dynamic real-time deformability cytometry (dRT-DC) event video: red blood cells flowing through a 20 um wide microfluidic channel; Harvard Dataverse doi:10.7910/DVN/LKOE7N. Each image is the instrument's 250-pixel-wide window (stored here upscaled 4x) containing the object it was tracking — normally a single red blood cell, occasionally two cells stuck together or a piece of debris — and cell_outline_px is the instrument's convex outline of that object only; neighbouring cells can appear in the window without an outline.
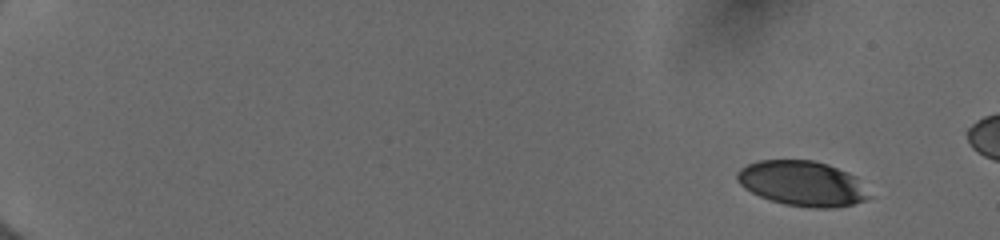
{"species": "human", "species_latin": "Homo sapiens", "temperature_condition": "cold", "stored_images_in_passage": 21, "camera_frame_rate_fps": 3000, "um_per_image_px": 0.085, "donor": {"sex": "female"}, "frame": {"image": 1, "passage_image": 2, "time_ms": 1.0, "image_size_px": [1000, 240], "cell_outline_px": [[872, 196], [868, 200], [852, 204], [832, 208], [812, 208], [784, 204], [760, 196], [744, 188], [736, 180], [736, 172], [740, 168], [756, 160], [812, 160], [828, 164], [848, 172], [856, 176]], "centroid_in_image_um": [68.21, 15.59], "position_along_channel_um": 16.8, "area_um2": 34.91}}
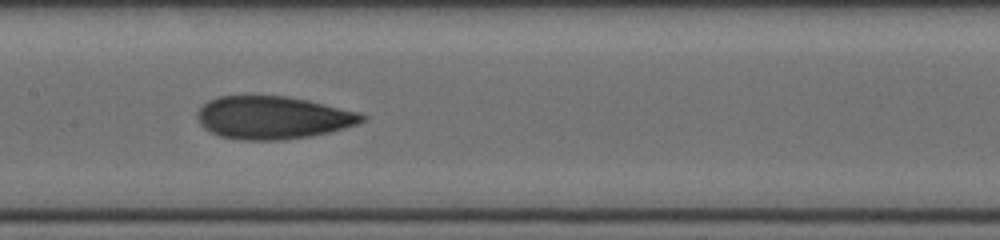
{"frame": {"image": 2, "passage_image": 12, "time_ms": 9.667, "image_size_px": [1000, 240], "cell_outline_px": [[368, 116], [364, 120], [356, 124], [344, 128], [328, 132], [308, 136], [284, 140], [244, 140], [220, 136], [204, 128], [196, 120], [196, 112], [208, 100], [220, 96], [288, 96], [308, 100], [360, 112]], "centroid_in_image_um": [23.18, 9.99], "position_along_channel_um": 184.2, "area_um2": 41.1}}
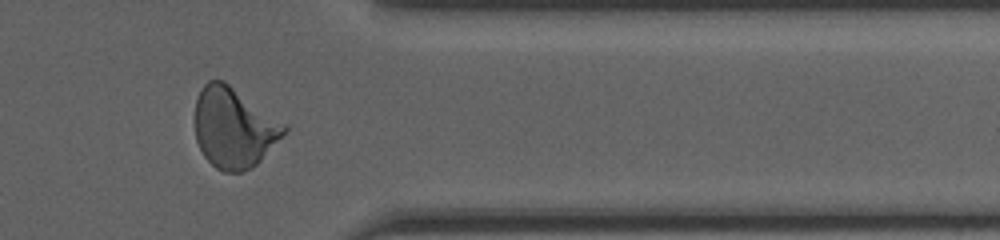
{"frame": {"image": 3, "passage_image": 18, "time_ms": 15.0, "image_size_px": [1000, 240], "cell_outline_px": [[288, 128], [260, 160], [252, 168], [244, 172], [224, 172], [216, 168], [204, 156], [196, 140], [196, 100], [204, 84], [208, 80], [224, 80], [288, 124]], "centroid_in_image_um": [19.89, 10.84], "position_along_channel_um": 391.5, "area_um2": 41.62}}